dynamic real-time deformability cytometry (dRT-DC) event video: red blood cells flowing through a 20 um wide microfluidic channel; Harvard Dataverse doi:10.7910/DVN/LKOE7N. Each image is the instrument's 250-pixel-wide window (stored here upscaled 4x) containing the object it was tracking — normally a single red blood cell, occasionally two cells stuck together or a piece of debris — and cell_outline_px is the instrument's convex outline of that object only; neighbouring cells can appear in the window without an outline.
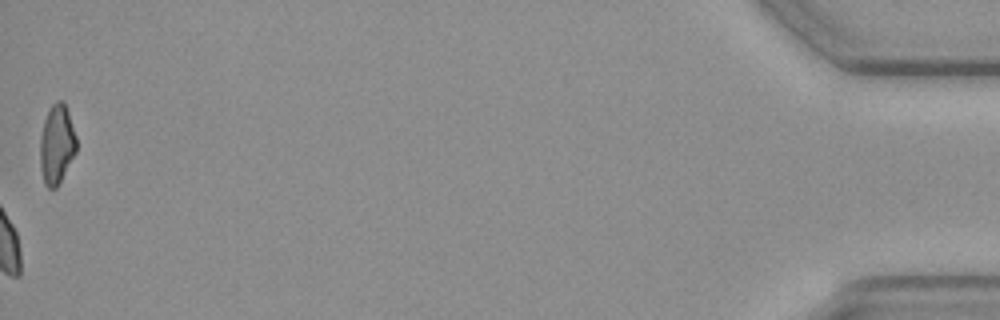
{"species": "common noctule bat (a hibernating species)", "species_latin": "Nyctalus noctula", "temperature_condition": "cold", "stored_images_in_passage": 56, "camera_frame_rate_fps": 3000, "um_per_image_px": 0.085, "animal": {"sex": "female", "body_mass_g": 19.3, "forearm_length_mm": 54.1}, "frame": {"image": 1, "passage_image": 56, "time_ms": 18.333, "image_size_px": [1000, 320], "cell_outline_px": [[76, 152], [56, 188], [48, 188], [44, 184], [40, 168], [40, 136], [44, 120], [48, 108], [56, 100], [64, 100], [76, 136]], "centroid_in_image_um": [4.8, 12.24], "position_along_channel_um": 430.4, "area_um2": 16.88}}